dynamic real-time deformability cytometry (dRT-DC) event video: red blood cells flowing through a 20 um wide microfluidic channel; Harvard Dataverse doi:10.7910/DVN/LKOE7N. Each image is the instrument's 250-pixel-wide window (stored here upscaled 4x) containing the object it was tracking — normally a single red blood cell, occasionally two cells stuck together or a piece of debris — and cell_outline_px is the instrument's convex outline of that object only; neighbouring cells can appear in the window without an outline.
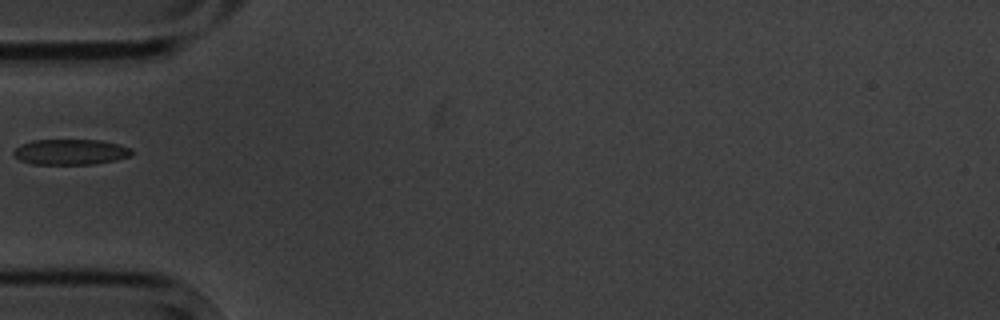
{"species": "common noctule bat (a hibernating species)", "species_latin": "Nyctalus noctula", "temperature_condition": "cold", "stored_images_in_passage": 1, "camera_frame_rate_fps": 3000, "um_per_image_px": 0.085, "animal": {"sex": "male", "body_mass_g": 20.1, "forearm_length_mm": 53.5}, "frame": {"image": 1, "passage_image": 1, "time_ms": 0.0, "image_size_px": [1000, 320], "cell_outline_px": [[132, 156], [116, 160], [92, 164], [32, 164], [20, 160], [12, 152], [20, 144], [32, 140], [100, 140], [132, 148]], "centroid_in_image_um": [6.0, 12.91], "position_along_channel_um": 79.0, "area_um2": 17.57}}